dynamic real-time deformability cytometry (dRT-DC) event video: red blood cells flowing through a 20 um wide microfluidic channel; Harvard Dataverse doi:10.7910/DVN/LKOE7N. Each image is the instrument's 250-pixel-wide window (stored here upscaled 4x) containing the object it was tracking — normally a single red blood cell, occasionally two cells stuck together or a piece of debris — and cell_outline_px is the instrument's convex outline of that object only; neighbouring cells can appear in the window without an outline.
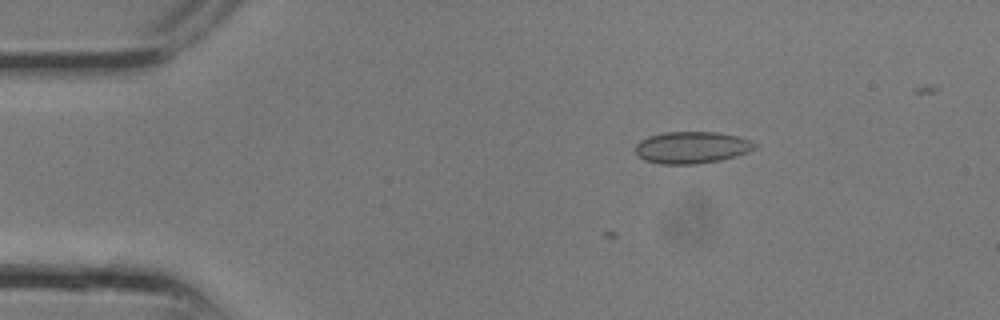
{"species": "common noctule bat (a hibernating species)", "species_latin": "Nyctalus noctula", "temperature_condition": "room temperature", "stored_images_in_passage": 7, "camera_frame_rate_fps": 3000, "um_per_image_px": 0.085, "animal": {"sex": "male", "body_mass_g": 13.3}, "frame": {"image": 1, "passage_image": 1, "time_ms": 0.0, "image_size_px": [1000, 320], "cell_outline_px": [[756, 148], [748, 152], [736, 156], [720, 160], [696, 164], [660, 164], [644, 160], [636, 156], [636, 144], [640, 140], [648, 136], [664, 132], [716, 132], [736, 136], [748, 140], [756, 144]], "centroid_in_image_um": [58.76, 12.54], "position_along_channel_um": 26.2, "area_um2": 22.2}}
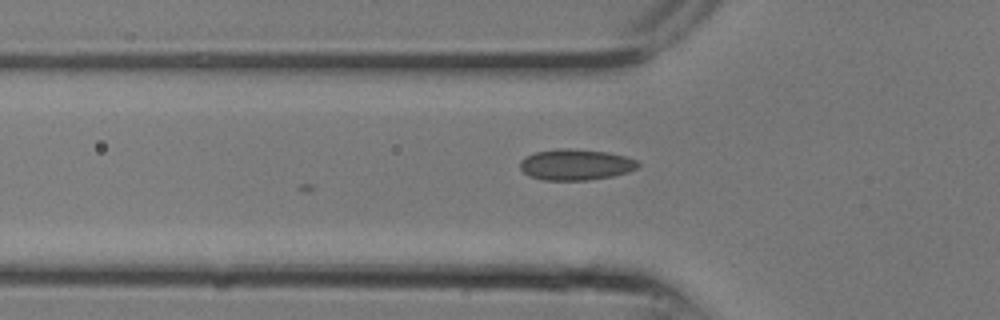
{"frame": {"image": 2, "passage_image": 5, "time_ms": 1.333, "image_size_px": [1000, 320], "cell_outline_px": [[640, 164], [636, 168], [628, 172], [612, 176], [588, 180], [544, 180], [528, 176], [520, 168], [520, 160], [524, 156], [536, 152], [560, 148], [572, 148], [608, 152], [624, 156], [636, 160]], "centroid_in_image_um": [48.91, 13.99], "position_along_channel_um": 76.9, "area_um2": 21.39}}
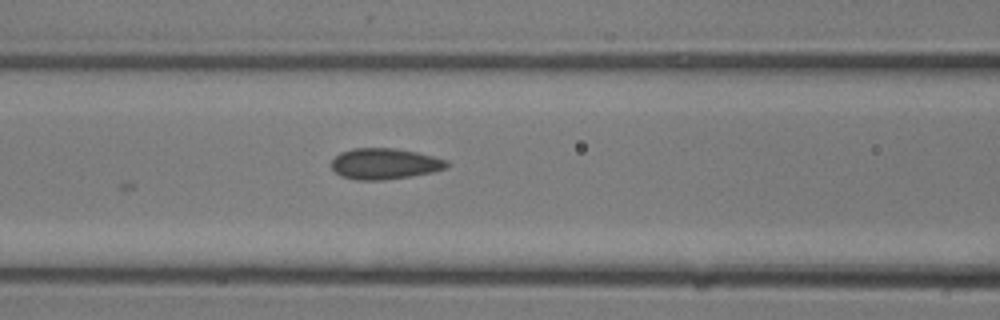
{"frame": {"image": 3, "passage_image": 7, "time_ms": 2.0, "image_size_px": [1000, 320], "cell_outline_px": [[452, 164], [448, 168], [432, 172], [412, 176], [384, 180], [356, 180], [340, 176], [332, 168], [332, 160], [340, 152], [352, 148], [396, 148], [416, 152], [448, 160]], "centroid_in_image_um": [32.73, 13.92], "position_along_channel_um": 133.9, "area_um2": 21.04}}